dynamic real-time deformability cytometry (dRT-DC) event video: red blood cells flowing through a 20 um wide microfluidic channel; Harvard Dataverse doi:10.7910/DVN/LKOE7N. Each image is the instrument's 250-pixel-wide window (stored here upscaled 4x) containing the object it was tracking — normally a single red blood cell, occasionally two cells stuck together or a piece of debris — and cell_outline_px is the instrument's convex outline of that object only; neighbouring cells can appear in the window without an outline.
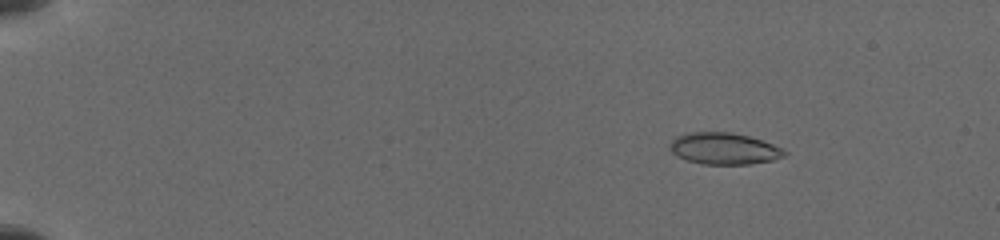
{"species": "common noctule bat (a hibernating species)", "species_latin": "Nyctalus noctula", "temperature_condition": "cold", "stored_images_in_passage": 40, "camera_frame_rate_fps": 3000, "um_per_image_px": 0.085, "animal": {"sex": "female", "body_mass_g": 19.5, "forearm_length_mm": 54.1}, "frame": {"image": 1, "passage_image": 4, "time_ms": 2.333, "image_size_px": [1000, 240], "cell_outline_px": [[788, 152], [784, 156], [772, 160], [752, 164], [704, 164], [688, 160], [676, 156], [668, 148], [668, 144], [676, 136], [684, 132], [732, 132], [748, 136], [772, 144]], "centroid_in_image_um": [61.48, 12.62], "position_along_channel_um": 23.5, "area_um2": 21.15}}
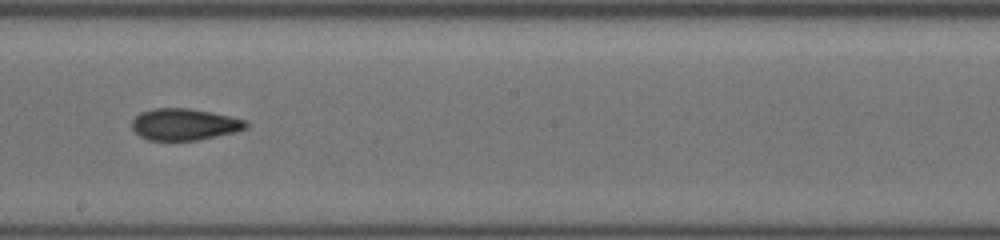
{"frame": {"image": 2, "passage_image": 23, "time_ms": 10.667, "image_size_px": [1000, 240], "cell_outline_px": [[248, 128], [236, 132], [196, 140], [148, 140], [140, 136], [132, 128], [132, 120], [140, 112], [156, 108], [188, 108], [212, 112], [248, 120]], "centroid_in_image_um": [15.7, 10.56], "position_along_channel_um": 232.5, "area_um2": 21.1}}
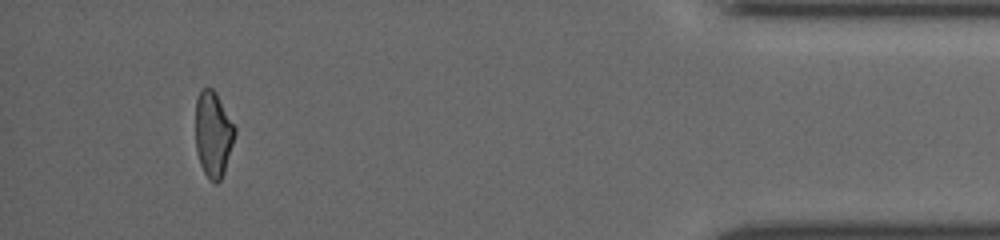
{"frame": {"image": 3, "passage_image": 37, "time_ms": 16.667, "image_size_px": [1000, 240], "cell_outline_px": [[236, 132], [224, 172], [220, 180], [216, 184], [208, 180], [200, 164], [196, 148], [196, 100], [200, 92], [204, 88], [212, 88], [216, 92], [236, 128]], "centroid_in_image_um": [18.12, 11.42], "position_along_channel_um": 417.1, "area_um2": 19.54}}